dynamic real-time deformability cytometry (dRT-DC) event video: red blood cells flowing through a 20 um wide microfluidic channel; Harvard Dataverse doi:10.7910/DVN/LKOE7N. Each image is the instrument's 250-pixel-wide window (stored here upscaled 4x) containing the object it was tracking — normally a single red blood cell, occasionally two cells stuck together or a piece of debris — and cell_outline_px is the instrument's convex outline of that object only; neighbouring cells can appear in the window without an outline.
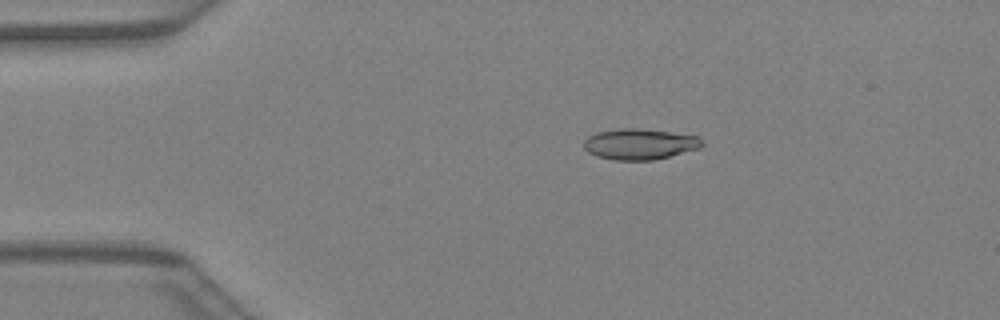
{"species": "Egyptian fruit bat (a non-hibernating species)", "species_latin": "Rousettus aegyptiacus", "temperature_condition": "warm", "stored_images_in_passage": 41, "camera_frame_rate_fps": 3000, "um_per_image_px": 0.085, "animal": {"sex": "female"}, "frame": {"image": 1, "passage_image": 8, "time_ms": 2.333, "image_size_px": [1000, 320], "cell_outline_px": [[704, 144], [700, 148], [652, 160], [616, 160], [596, 156], [588, 152], [584, 148], [584, 140], [588, 136], [596, 132], [620, 128], [640, 128], [700, 136], [704, 140]], "centroid_in_image_um": [54.38, 12.23], "position_along_channel_um": 30.6, "area_um2": 21.33}}
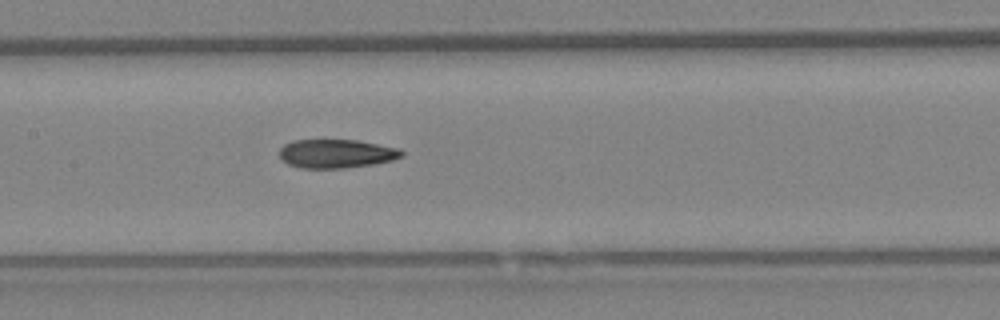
{"frame": {"image": 2, "passage_image": 20, "time_ms": 6.333, "image_size_px": [1000, 320], "cell_outline_px": [[404, 156], [392, 160], [376, 164], [344, 168], [300, 168], [288, 164], [280, 160], [280, 148], [284, 144], [292, 140], [356, 140], [400, 148], [404, 152]], "centroid_in_image_um": [28.59, 13.06], "position_along_channel_um": 178.8, "area_um2": 20.69}}
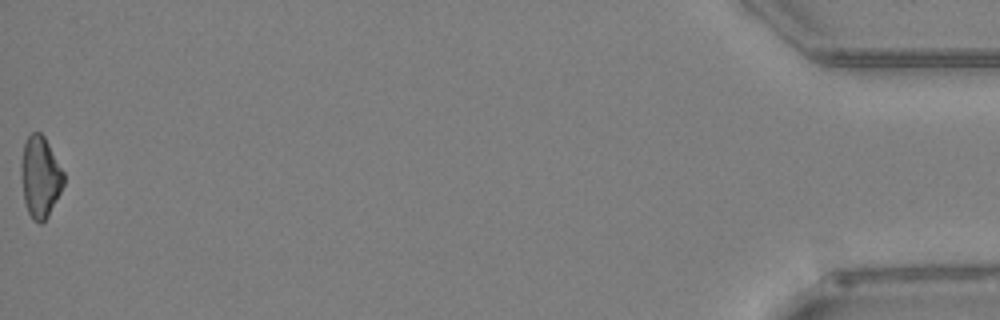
{"frame": {"image": 3, "passage_image": 41, "time_ms": 13.333, "image_size_px": [1000, 320], "cell_outline_px": [[64, 184], [48, 216], [40, 224], [32, 220], [28, 212], [24, 200], [20, 176], [20, 164], [24, 144], [28, 136], [32, 132], [40, 132], [44, 136], [64, 172]], "centroid_in_image_um": [3.4, 15.04], "position_along_channel_um": 431.8, "area_um2": 20.17}}